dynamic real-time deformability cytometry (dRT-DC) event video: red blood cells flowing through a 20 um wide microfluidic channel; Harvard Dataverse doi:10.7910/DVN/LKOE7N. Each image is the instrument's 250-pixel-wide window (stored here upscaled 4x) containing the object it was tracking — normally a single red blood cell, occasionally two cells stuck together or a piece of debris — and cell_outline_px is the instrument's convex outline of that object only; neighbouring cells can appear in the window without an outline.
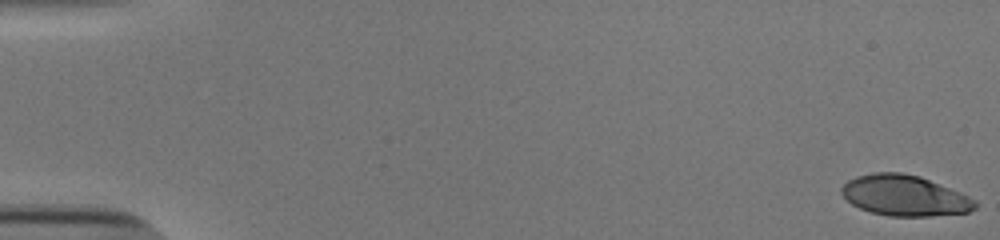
{"species": "human", "species_latin": "Homo sapiens", "temperature_condition": "cold", "stored_images_in_passage": 54, "camera_frame_rate_fps": 3000, "um_per_image_px": 0.085, "donor": {"sex": "male"}, "frame": {"image": 1, "passage_image": 1, "time_ms": 0.0, "image_size_px": [1000, 240], "cell_outline_px": [[976, 208], [968, 212], [932, 216], [888, 216], [868, 212], [852, 204], [840, 192], [840, 188], [848, 180], [856, 176], [872, 172], [900, 172], [920, 176], [960, 192], [976, 200]], "centroid_in_image_um": [76.87, 16.62], "position_along_channel_um": 8.1, "area_um2": 31.79}}
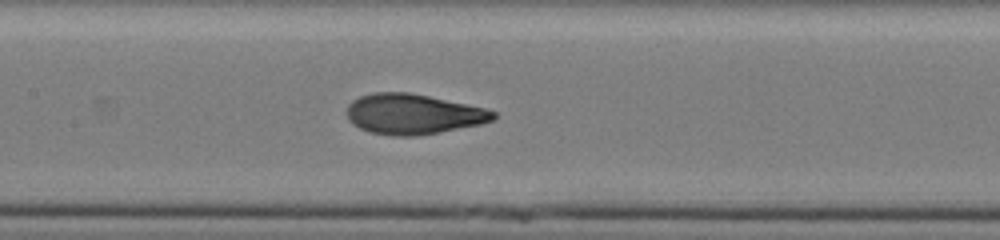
{"frame": {"image": 2, "passage_image": 27, "time_ms": 8.667, "image_size_px": [1000, 240], "cell_outline_px": [[496, 120], [480, 124], [416, 136], [392, 136], [372, 132], [360, 128], [352, 124], [348, 120], [348, 104], [352, 100], [360, 96], [372, 92], [408, 92], [428, 96], [484, 108], [496, 112]], "centroid_in_image_um": [35.09, 9.69], "position_along_channel_um": 172.3, "area_um2": 34.16}}
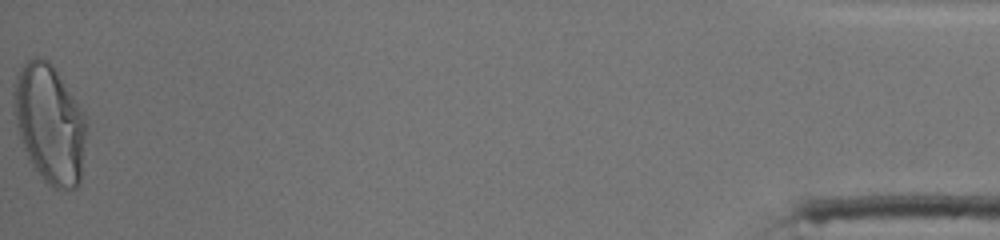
{"frame": {"image": 3, "passage_image": 54, "time_ms": 17.667, "image_size_px": [1000, 240], "cell_outline_px": [[84, 140], [80, 184], [76, 188], [56, 188], [48, 184], [44, 180], [28, 160], [16, 124], [12, 100], [12, 92], [16, 76], [24, 64], [28, 60], [36, 56], [44, 56], [52, 64], [84, 112]], "centroid_in_image_um": [4.18, 10.48], "position_along_channel_um": 431.0, "area_um2": 49.77}, "authors_computed_cell_mechanics": {"area_um2": 34.1309, "velocity_mm_per_s": 3.8819, "shape_relaxation_time_tau1_ms": 4.6014, "shape_relaxation_time_tau2_ms": 0.8398, "deformation_change_tau1": 0.2351, "deformation_change_tau2": 0.062}}